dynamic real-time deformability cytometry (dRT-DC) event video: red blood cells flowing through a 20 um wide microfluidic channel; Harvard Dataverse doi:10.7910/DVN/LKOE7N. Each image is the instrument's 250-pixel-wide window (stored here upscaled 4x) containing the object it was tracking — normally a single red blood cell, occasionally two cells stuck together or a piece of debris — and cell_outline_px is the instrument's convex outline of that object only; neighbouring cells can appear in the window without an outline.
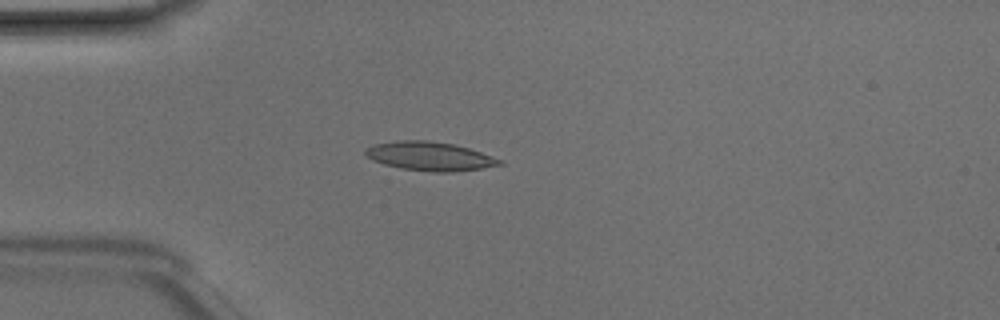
{"species": "Egyptian fruit bat (a non-hibernating species)", "species_latin": "Rousettus aegyptiacus", "temperature_condition": "room temperature", "stored_images_in_passage": 48, "camera_frame_rate_fps": 3000, "um_per_image_px": 0.085, "animal": {"sex": "male"}, "frame": {"image": 1, "passage_image": 13, "time_ms": 4.0, "image_size_px": [1000, 320], "cell_outline_px": [[504, 164], [480, 168], [452, 172], [432, 172], [400, 168], [384, 164], [372, 160], [364, 152], [364, 148], [376, 144], [396, 140], [428, 140], [452, 144], [468, 148], [504, 160]], "centroid_in_image_um": [36.52, 13.28], "position_along_channel_um": 48.5, "area_um2": 22.48}}
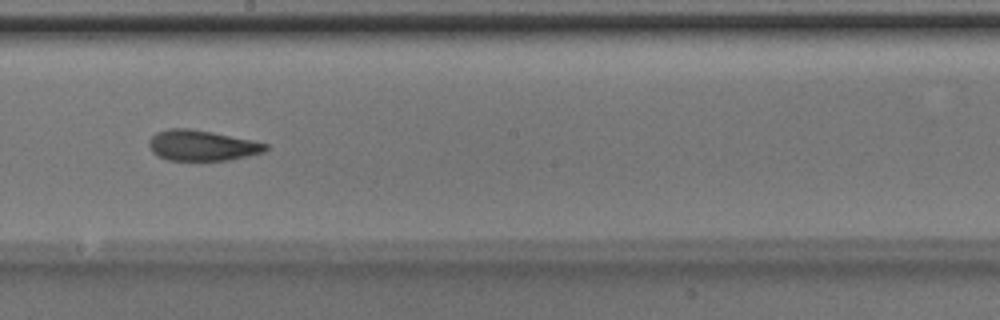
{"frame": {"image": 2, "passage_image": 27, "time_ms": 8.667, "image_size_px": [1000, 320], "cell_outline_px": [[268, 148], [264, 152], [248, 156], [228, 160], [168, 160], [152, 152], [148, 144], [148, 140], [156, 132], [168, 128], [192, 128], [252, 140], [268, 144]], "centroid_in_image_um": [17.15, 12.35], "position_along_channel_um": 231.0, "area_um2": 20.81}}
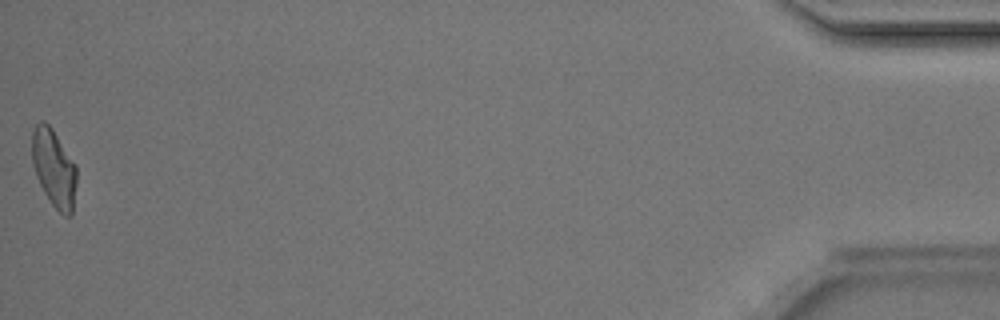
{"frame": {"image": 3, "passage_image": 48, "time_ms": 15.667, "image_size_px": [1000, 320], "cell_outline_px": [[76, 184], [72, 212], [68, 216], [64, 216], [52, 204], [44, 192], [36, 176], [32, 164], [32, 132], [36, 124], [40, 120], [44, 120], [52, 128], [76, 164]], "centroid_in_image_um": [4.57, 14.26], "position_along_channel_um": 430.6, "area_um2": 20.17}, "authors_computed_cell_mechanics": {"area_um2": 21.1259, "velocity_mm_per_s": 4.2268, "shape_relaxation_time_tau1_ms": 3.4546, "shape_relaxation_time_tau2_ms": 1.911, "deformation_change_tau1": 0.1616, "deformation_change_tau2": 0.1007}}